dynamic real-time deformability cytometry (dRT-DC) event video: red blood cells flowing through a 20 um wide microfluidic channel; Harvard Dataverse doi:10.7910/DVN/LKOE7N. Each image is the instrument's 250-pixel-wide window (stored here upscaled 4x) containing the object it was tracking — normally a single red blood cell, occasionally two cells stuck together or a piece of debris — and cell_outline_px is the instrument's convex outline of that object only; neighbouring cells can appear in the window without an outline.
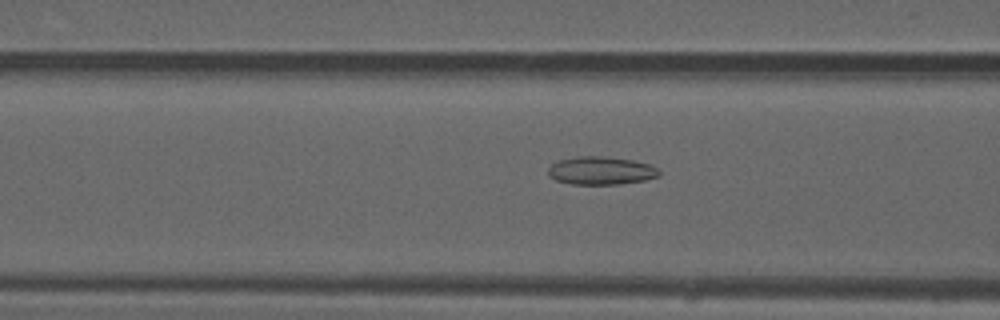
{"species": "common noctule bat (a hibernating species)", "species_latin": "Nyctalus noctula", "temperature_condition": "warm", "stored_images_in_passage": 47, "camera_frame_rate_fps": 3000, "um_per_image_px": 0.085, "animal": {"sex": "male", "forearm_length_mm": 52.5}, "frame": {"image": 1, "passage_image": 16, "time_ms": 5.0, "image_size_px": [1000, 320], "cell_outline_px": [[660, 172], [656, 176], [644, 180], [620, 184], [572, 184], [556, 180], [548, 176], [548, 168], [552, 164], [560, 160], [576, 156], [604, 156], [632, 160], [648, 164], [656, 168]], "centroid_in_image_um": [51.03, 14.5], "position_along_channel_um": 115.6, "area_um2": 17.98}}
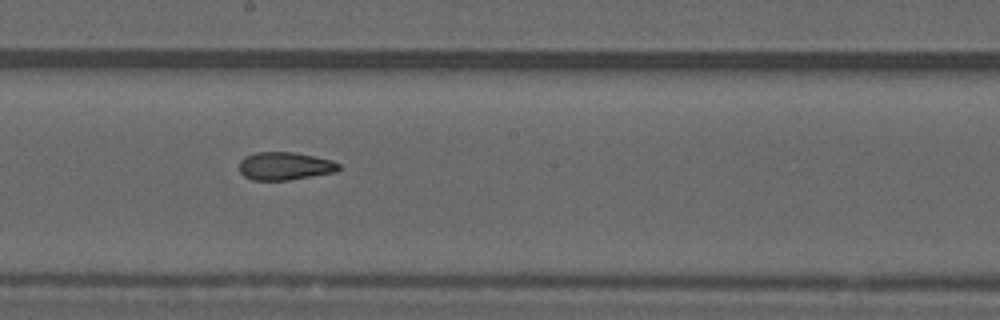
{"frame": {"image": 2, "passage_image": 24, "time_ms": 7.667, "image_size_px": [1000, 320], "cell_outline_px": [[340, 168], [336, 172], [288, 180], [252, 180], [244, 176], [240, 172], [240, 160], [244, 156], [256, 152], [296, 152], [316, 156], [332, 160], [340, 164]], "centroid_in_image_um": [24.22, 14.1], "position_along_channel_um": 224.0, "area_um2": 16.36}}
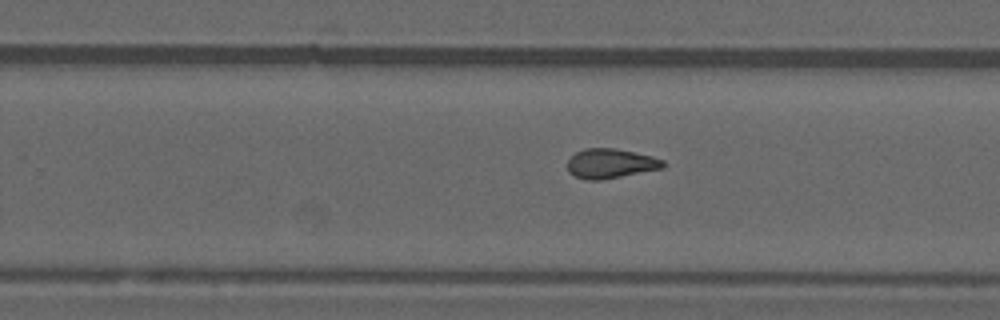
{"frame": {"image": 3, "passage_image": 28, "time_ms": 9.0, "image_size_px": [1000, 320], "cell_outline_px": [[664, 168], [600, 180], [588, 180], [576, 176], [568, 172], [568, 160], [576, 152], [584, 148], [616, 148], [652, 156], [664, 160]], "centroid_in_image_um": [51.9, 13.89], "position_along_channel_um": 277.9, "area_um2": 16.42}, "authors_computed_cell_mechanics": {"area_um2": 16.6464, "velocity_mm_per_s": 4.0691, "shape_relaxation_time_tau1_ms": null, "shape_relaxation_time_tau2_ms": 3.3789, "deformation_change_tau1": null, "deformation_change_tau2": 0.1129}}